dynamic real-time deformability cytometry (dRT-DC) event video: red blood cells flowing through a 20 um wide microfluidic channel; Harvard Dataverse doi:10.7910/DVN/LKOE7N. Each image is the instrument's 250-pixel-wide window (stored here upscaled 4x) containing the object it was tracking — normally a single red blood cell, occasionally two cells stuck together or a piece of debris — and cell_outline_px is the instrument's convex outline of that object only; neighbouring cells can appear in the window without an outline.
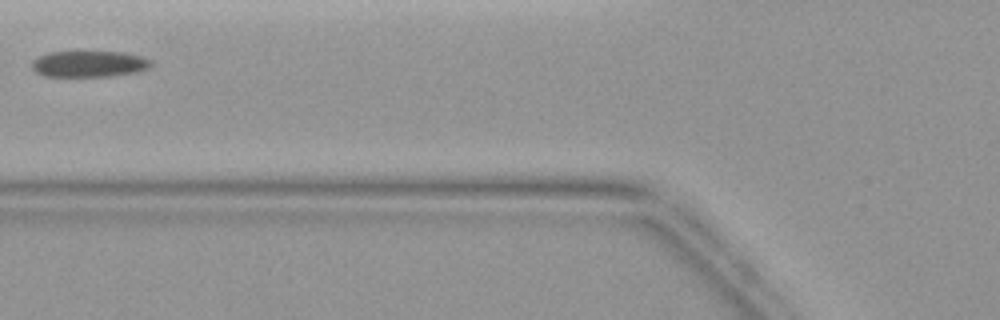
{"species": "common noctule bat (a hibernating species)", "species_latin": "Nyctalus noctula", "temperature_condition": "warm", "stored_images_in_passage": 3, "camera_frame_rate_fps": 3000, "um_per_image_px": 0.085, "animal": {"sex": "female", "body_mass_g": 19.9}, "frame": {"image": 1, "passage_image": 3, "time_ms": 2.333, "image_size_px": [1000, 320], "cell_outline_px": [[152, 64], [148, 68], [136, 72], [108, 76], [44, 76], [36, 72], [32, 68], [32, 60], [48, 52], [120, 52], [144, 56], [152, 60]], "centroid_in_image_um": [7.58, 5.43], "position_along_channel_um": 118.2, "area_um2": 18.15}}